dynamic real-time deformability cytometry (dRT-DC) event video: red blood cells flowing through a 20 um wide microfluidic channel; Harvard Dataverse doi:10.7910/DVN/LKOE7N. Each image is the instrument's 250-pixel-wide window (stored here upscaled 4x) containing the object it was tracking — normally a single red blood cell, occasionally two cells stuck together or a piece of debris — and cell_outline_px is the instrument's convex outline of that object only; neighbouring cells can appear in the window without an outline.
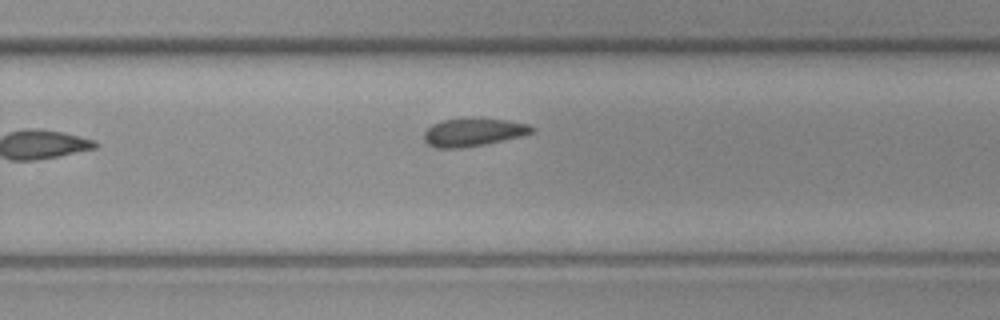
{"species": "common noctule bat (a hibernating species)", "species_latin": "Nyctalus noctula", "temperature_condition": "cold", "stored_images_in_passage": 10, "camera_frame_rate_fps": 3000, "um_per_image_px": 0.085, "animal": {"sex": "female", "body_mass_g": 19.3, "forearm_length_mm": 54.1}, "frame": {"image": 1, "passage_image": 10, "time_ms": 3.0, "image_size_px": [1000, 320], "cell_outline_px": [[536, 128], [532, 132], [520, 136], [484, 144], [464, 148], [436, 148], [428, 144], [424, 140], [424, 132], [432, 124], [444, 120], [468, 116], [480, 116], [508, 120], [528, 124]], "centroid_in_image_um": [40.22, 11.2], "position_along_channel_um": 289.6, "area_um2": 18.09}}